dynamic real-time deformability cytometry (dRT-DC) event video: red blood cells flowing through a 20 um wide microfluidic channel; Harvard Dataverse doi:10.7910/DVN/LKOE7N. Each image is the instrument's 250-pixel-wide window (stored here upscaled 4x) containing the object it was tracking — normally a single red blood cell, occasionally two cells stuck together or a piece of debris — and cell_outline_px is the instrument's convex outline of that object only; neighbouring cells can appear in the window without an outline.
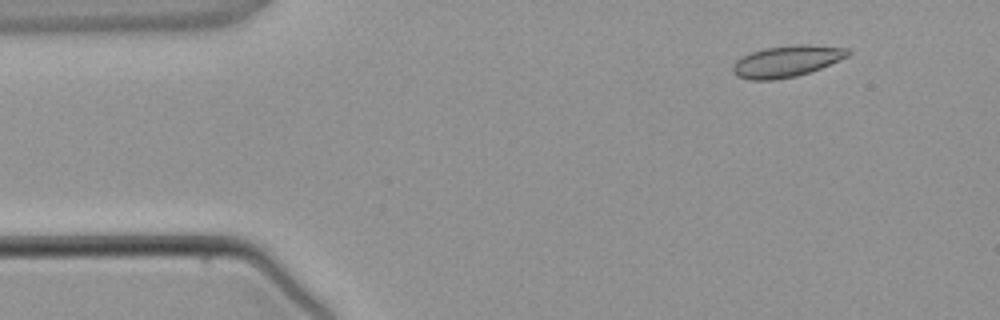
{"species": "common noctule bat (a hibernating species)", "species_latin": "Nyctalus noctula", "temperature_condition": "warm", "stored_images_in_passage": 4, "camera_frame_rate_fps": 3000, "um_per_image_px": 0.085, "animal": {"sex": "male", "body_mass_g": 21.5, "forearm_length_mm": 52.0}, "frame": {"image": 1, "passage_image": 1, "time_ms": 0.0, "image_size_px": [1000, 320], "cell_outline_px": [[852, 52], [848, 56], [820, 68], [796, 76], [776, 80], [752, 80], [736, 76], [732, 72], [732, 64], [736, 60], [752, 52], [768, 48], [796, 44], [800, 44], [848, 48]], "centroid_in_image_um": [66.85, 5.22], "position_along_channel_um": 18.2, "area_um2": 20.87}}
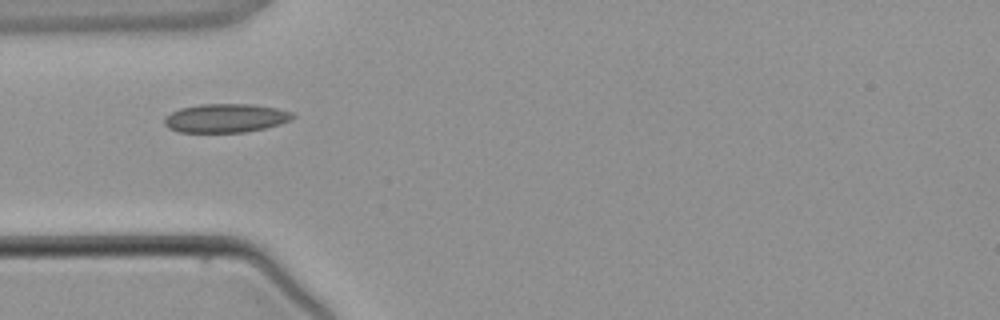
{"frame": {"image": 2, "passage_image": 3, "time_ms": 2.667, "image_size_px": [1000, 320], "cell_outline_px": [[296, 116], [280, 124], [264, 128], [244, 132], [176, 132], [168, 128], [164, 124], [164, 116], [180, 108], [200, 104], [252, 104], [276, 108], [292, 112]], "centroid_in_image_um": [19.14, 10.04], "position_along_channel_um": 65.9, "area_um2": 21.5}}
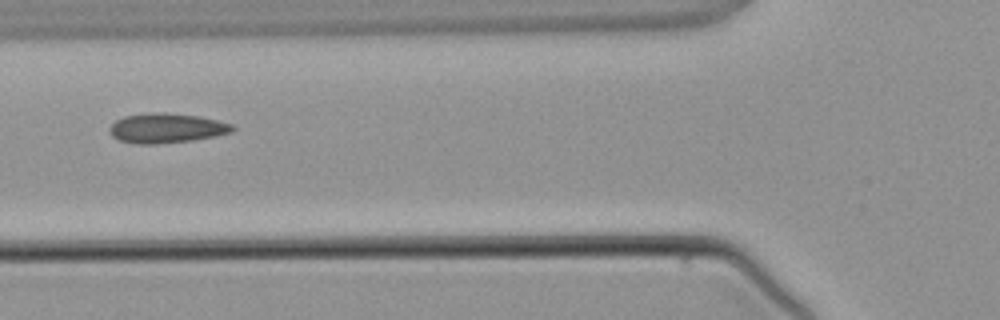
{"frame": {"image": 3, "passage_image": 4, "time_ms": 3.667, "image_size_px": [1000, 320], "cell_outline_px": [[236, 128], [232, 132], [216, 136], [192, 140], [156, 144], [136, 144], [120, 140], [112, 136], [108, 128], [116, 120], [124, 116], [156, 112], [200, 116], [232, 124]], "centroid_in_image_um": [14.16, 10.9], "position_along_channel_um": 111.6, "area_um2": 21.15}}